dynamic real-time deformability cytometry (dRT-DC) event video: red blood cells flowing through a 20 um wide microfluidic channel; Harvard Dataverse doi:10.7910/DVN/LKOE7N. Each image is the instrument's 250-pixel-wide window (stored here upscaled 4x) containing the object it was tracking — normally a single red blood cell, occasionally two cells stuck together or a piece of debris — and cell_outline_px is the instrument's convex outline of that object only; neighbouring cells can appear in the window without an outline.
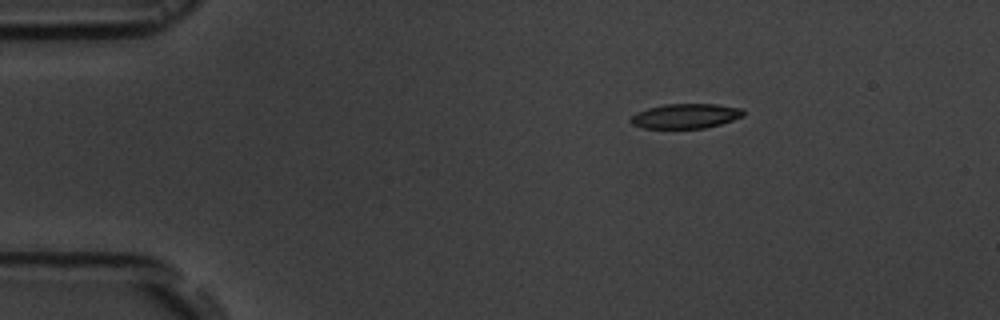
{"species": "common noctule bat (a hibernating species)", "species_latin": "Nyctalus noctula", "temperature_condition": "room temperature", "stored_images_in_passage": 47, "camera_frame_rate_fps": 3000, "um_per_image_px": 0.085, "animal": {"sex": "male", "body_mass_g": 19.5, "forearm_length_mm": 54.6}, "frame": {"image": 1, "passage_image": 1, "time_ms": 0.0, "image_size_px": [1000, 320], "cell_outline_px": [[744, 116], [720, 124], [704, 128], [644, 128], [632, 124], [628, 120], [636, 112], [648, 108], [664, 104], [716, 104], [740, 108], [744, 112]], "centroid_in_image_um": [58.25, 9.86], "position_along_channel_um": 26.8, "area_um2": 16.18}}
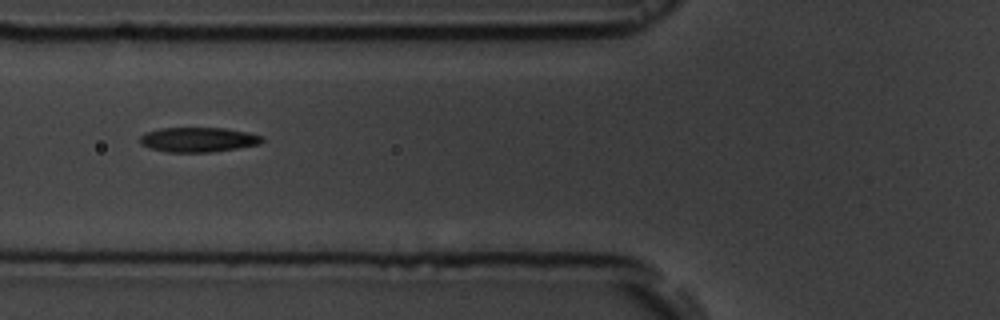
{"frame": {"image": 2, "passage_image": 13, "time_ms": 4.0, "image_size_px": [1000, 320], "cell_outline_px": [[264, 140], [260, 144], [212, 152], [168, 152], [148, 148], [140, 144], [140, 136], [148, 132], [160, 128], [224, 128], [248, 132], [264, 136]], "centroid_in_image_um": [16.86, 11.87], "position_along_channel_um": 108.9, "area_um2": 17.63}}
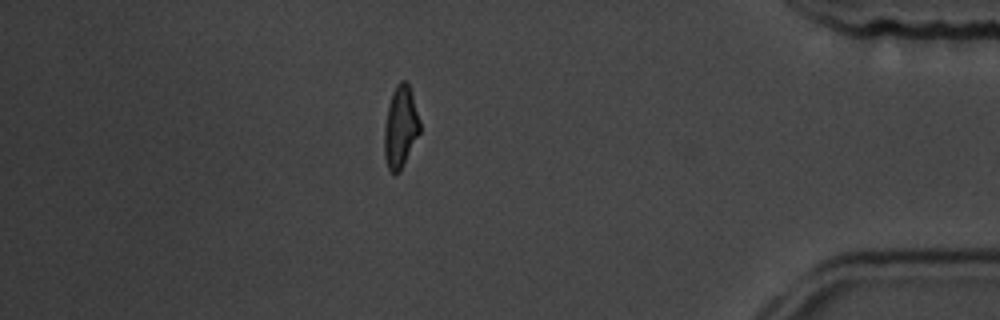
{"frame": {"image": 3, "passage_image": 40, "time_ms": 13.0, "image_size_px": [1000, 320], "cell_outline_px": [[420, 132], [400, 172], [392, 172], [388, 168], [384, 156], [384, 128], [388, 104], [392, 92], [396, 84], [400, 80], [404, 80], [408, 84], [412, 92], [420, 120]], "centroid_in_image_um": [34.04, 10.76], "position_along_channel_um": 401.2, "area_um2": 17.05}, "authors_computed_cell_mechanics": {"area_um2": 17.629, "velocity_mm_per_s": 3.6912, "shape_relaxation_time_tau1_ms": 3.6937, "shape_relaxation_time_tau2_ms": 1.7379, "deformation_change_tau1": 0.1469, "deformation_change_tau2": 0.0856}}